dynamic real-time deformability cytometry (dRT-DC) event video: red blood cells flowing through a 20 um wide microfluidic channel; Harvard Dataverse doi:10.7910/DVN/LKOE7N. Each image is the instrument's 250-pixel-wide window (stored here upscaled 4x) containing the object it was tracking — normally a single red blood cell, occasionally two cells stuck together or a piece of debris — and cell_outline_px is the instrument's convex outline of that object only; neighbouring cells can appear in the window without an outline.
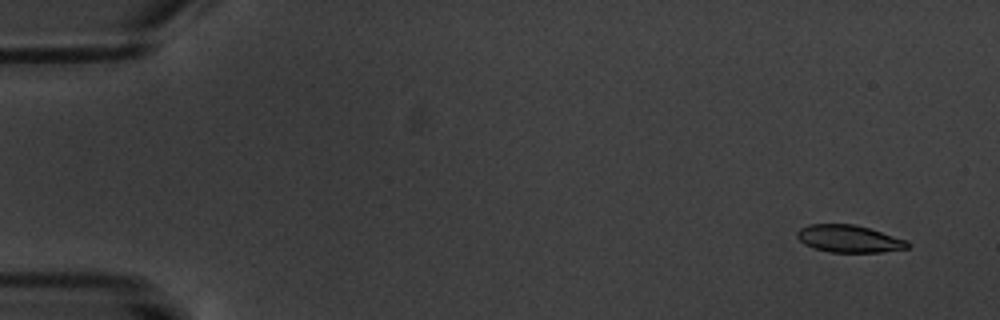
{"species": "common noctule bat (a hibernating species)", "species_latin": "Nyctalus noctula", "temperature_condition": "warm", "stored_images_in_passage": 17, "segment_of_instrument_passage": [1, 2], "camera_frame_rate_fps": 3000, "um_per_image_px": 0.085, "animal": {"sex": "male", "body_mass_g": 20.1, "forearm_length_mm": 53.5}, "frame": {"image": 1, "passage_image": 1, "time_ms": 0.0, "image_size_px": [1000, 320], "cell_outline_px": [[912, 244], [908, 248], [880, 252], [828, 252], [812, 248], [804, 244], [796, 236], [796, 232], [800, 228], [808, 224], [852, 224], [868, 228], [908, 240]], "centroid_in_image_um": [72.15, 20.3], "position_along_channel_um": 12.8, "area_um2": 17.69}}
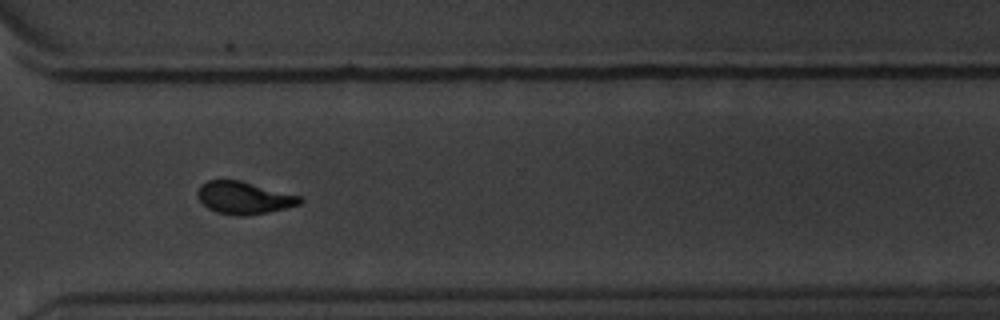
{"frame": {"image": 2, "passage_image": 12, "time_ms": 13.667, "image_size_px": [1000, 320], "cell_outline_px": [[304, 200], [300, 204], [268, 212], [220, 212], [208, 208], [200, 200], [196, 192], [200, 184], [208, 180], [240, 180], [300, 196]], "centroid_in_image_um": [20.73, 16.74], "position_along_channel_um": 349.9, "area_um2": 18.32}}
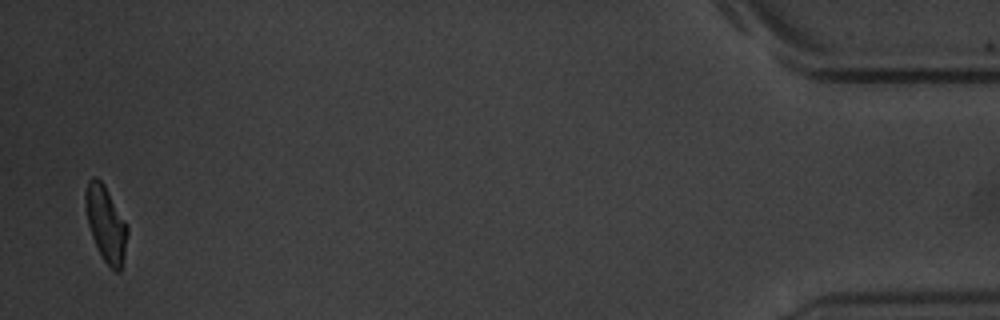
{"frame": {"image": 3, "passage_image": 16, "time_ms": 18.333, "image_size_px": [1000, 320], "cell_outline_px": [[128, 232], [124, 256], [120, 272], [116, 272], [104, 260], [92, 236], [88, 224], [84, 204], [84, 192], [88, 180], [92, 176], [96, 176], [104, 184], [124, 220], [128, 228]], "centroid_in_image_um": [8.97, 18.97], "position_along_channel_um": 426.2, "area_um2": 18.26}}